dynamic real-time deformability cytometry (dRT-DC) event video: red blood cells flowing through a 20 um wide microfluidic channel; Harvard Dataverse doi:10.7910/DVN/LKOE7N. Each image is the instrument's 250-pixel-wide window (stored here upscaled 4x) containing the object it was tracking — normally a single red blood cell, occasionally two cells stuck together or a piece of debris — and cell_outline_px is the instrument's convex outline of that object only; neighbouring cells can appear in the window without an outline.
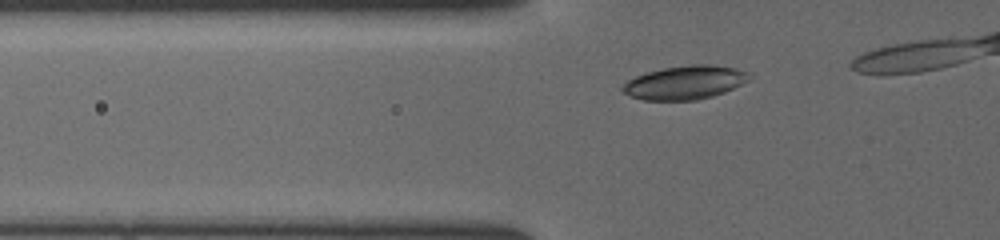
{"species": "common noctule bat (a hibernating species)", "species_latin": "Nyctalus noctula", "temperature_condition": "cold", "stored_images_in_passage": 9, "camera_frame_rate_fps": 3000, "um_per_image_px": 0.085, "animal": {"sex": "female", "body_mass_g": 19.5, "forearm_length_mm": 54.1}, "frame": {"image": 1, "passage_image": 3, "time_ms": 0.667, "image_size_px": [1000, 240], "cell_outline_px": [[748, 80], [724, 92], [712, 96], [696, 100], [644, 100], [632, 96], [624, 92], [620, 88], [628, 80], [636, 76], [648, 72], [664, 68], [692, 64], [708, 64], [736, 68], [748, 72]], "centroid_in_image_um": [58.2, 7.01], "position_along_channel_um": 67.6, "area_um2": 24.45}}
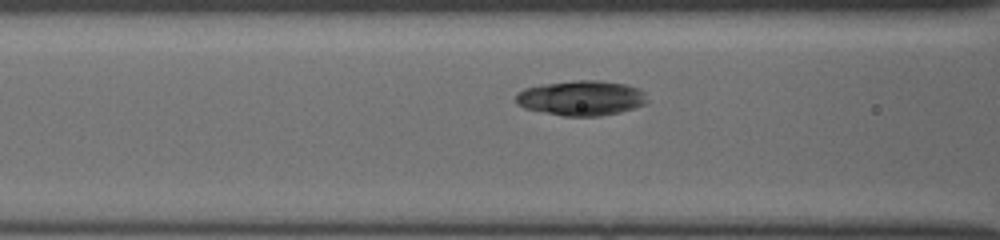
{"frame": {"image": 2, "passage_image": 7, "time_ms": 2.0, "image_size_px": [1000, 240], "cell_outline_px": [[648, 100], [644, 104], [620, 112], [600, 116], [564, 116], [524, 108], [516, 104], [516, 96], [524, 88], [540, 84], [576, 80], [600, 80], [624, 84], [640, 88], [644, 92]], "centroid_in_image_um": [49.41, 8.32], "position_along_channel_um": 117.2, "area_um2": 26.82}}